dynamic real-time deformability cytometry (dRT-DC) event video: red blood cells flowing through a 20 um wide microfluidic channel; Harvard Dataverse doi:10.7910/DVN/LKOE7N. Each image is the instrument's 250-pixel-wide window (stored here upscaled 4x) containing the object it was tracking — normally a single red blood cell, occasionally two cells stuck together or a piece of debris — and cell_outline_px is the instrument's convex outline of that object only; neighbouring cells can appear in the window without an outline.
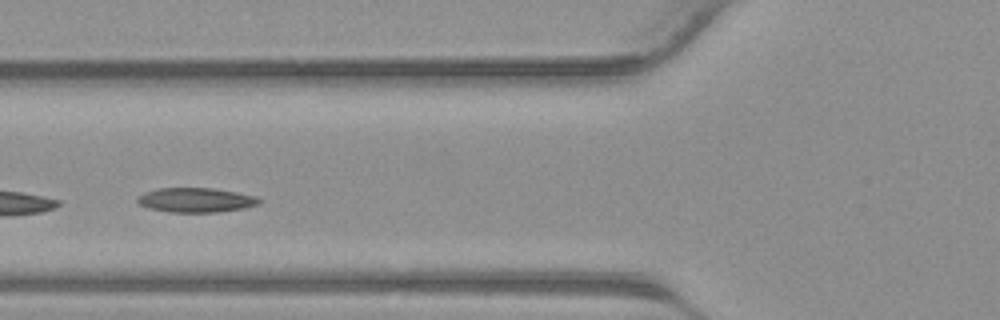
{"species": "common noctule bat (a hibernating species)", "species_latin": "Nyctalus noctula", "temperature_condition": "warm", "stored_images_in_passage": 24, "camera_frame_rate_fps": 3000, "um_per_image_px": 0.085, "animal": {"sex": "male", "body_mass_g": 23.1, "forearm_length_mm": 52.7}, "frame": {"image": 1, "passage_image": 8, "time_ms": 2.333, "image_size_px": [1000, 320], "cell_outline_px": [[260, 204], [244, 208], [216, 212], [168, 212], [148, 208], [140, 204], [136, 200], [136, 196], [144, 192], [156, 188], [212, 188], [236, 192], [256, 196], [260, 200]], "centroid_in_image_um": [16.61, 17.0], "position_along_channel_um": 109.2, "area_um2": 17.46}}